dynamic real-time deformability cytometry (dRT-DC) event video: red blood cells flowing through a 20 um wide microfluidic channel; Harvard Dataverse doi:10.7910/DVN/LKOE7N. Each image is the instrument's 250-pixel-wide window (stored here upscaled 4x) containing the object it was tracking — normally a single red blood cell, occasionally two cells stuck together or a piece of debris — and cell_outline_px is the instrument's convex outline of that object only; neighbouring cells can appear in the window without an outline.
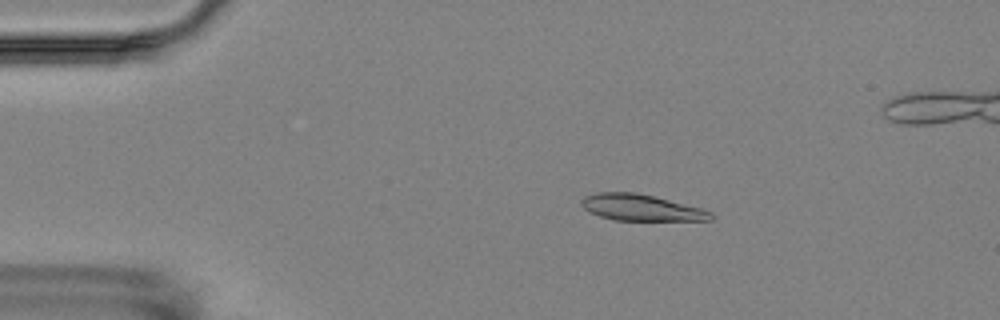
{"species": "Egyptian fruit bat (a non-hibernating species)", "species_latin": "Rousettus aegyptiacus", "temperature_condition": "room temperature", "stored_images_in_passage": 5, "camera_frame_rate_fps": 3000, "um_per_image_px": 0.085, "animal": {"sex": "female"}, "frame": {"image": 1, "passage_image": 3, "time_ms": 3.333, "image_size_px": [1000, 320], "cell_outline_px": [[716, 216], [712, 220], [616, 220], [600, 216], [588, 212], [580, 204], [580, 200], [584, 196], [596, 192], [636, 192], [700, 208], [712, 212]], "centroid_in_image_um": [54.46, 17.64], "position_along_channel_um": 30.5, "area_um2": 19.77}}